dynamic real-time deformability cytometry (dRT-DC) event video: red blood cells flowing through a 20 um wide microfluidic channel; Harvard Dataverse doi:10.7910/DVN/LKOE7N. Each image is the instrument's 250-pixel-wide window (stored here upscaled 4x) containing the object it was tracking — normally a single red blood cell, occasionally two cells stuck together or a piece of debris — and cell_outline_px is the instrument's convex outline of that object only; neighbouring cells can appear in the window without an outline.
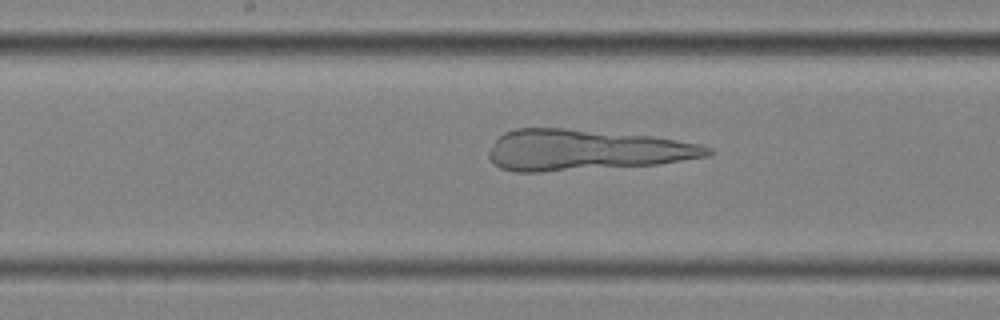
{"species": "common noctule bat (a hibernating species)", "species_latin": "Nyctalus noctula", "temperature_condition": "cold", "stored_images_in_passage": 52, "camera_frame_rate_fps": 3000, "um_per_image_px": 0.085, "animal": {"sex": "female", "body_mass_g": 25.1}, "frame": {"image": 1, "passage_image": 25, "time_ms": 8.0, "image_size_px": [1000, 320], "cell_outline_px": [[716, 152], [708, 156], [656, 164], [540, 172], [516, 172], [500, 168], [488, 156], [488, 152], [496, 140], [504, 132], [516, 128], [568, 128], [652, 136], [700, 144], [712, 148]], "centroid_in_image_um": [49.78, 12.74], "position_along_channel_um": 198.4, "area_um2": 52.02}}
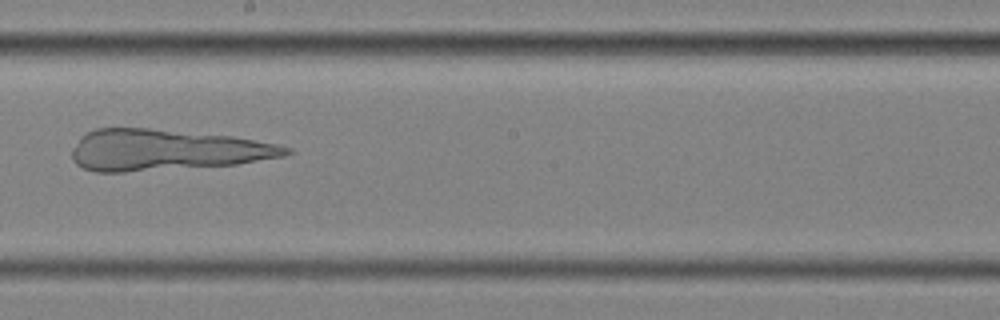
{"frame": {"image": 2, "passage_image": 28, "time_ms": 9.0, "image_size_px": [1000, 320], "cell_outline_px": [[296, 152], [284, 156], [236, 164], [124, 172], [96, 172], [84, 168], [76, 164], [72, 160], [72, 148], [80, 136], [96, 128], [148, 128], [232, 136], [276, 144], [292, 148]], "centroid_in_image_um": [14.1, 12.75], "position_along_channel_um": 234.1, "area_um2": 51.21}}
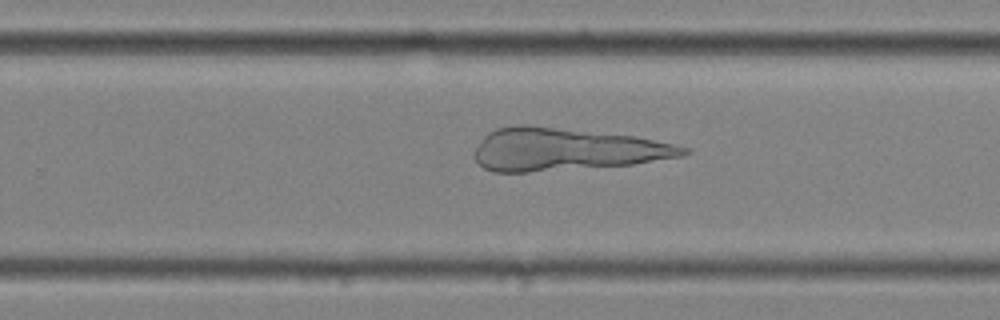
{"frame": {"image": 3, "passage_image": 32, "time_ms": 10.333, "image_size_px": [1000, 320], "cell_outline_px": [[692, 152], [684, 156], [632, 164], [528, 172], [492, 172], [484, 168], [476, 160], [476, 148], [484, 136], [488, 132], [496, 128], [524, 124], [632, 136], [672, 144], [688, 148]], "centroid_in_image_um": [48.08, 12.7], "position_along_channel_um": 281.7, "area_um2": 51.1}}